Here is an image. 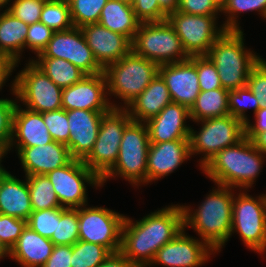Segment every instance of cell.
<instances>
[{
	"label": "cell",
	"mask_w": 266,
	"mask_h": 267,
	"mask_svg": "<svg viewBox=\"0 0 266 267\" xmlns=\"http://www.w3.org/2000/svg\"><path fill=\"white\" fill-rule=\"evenodd\" d=\"M149 134L146 123L131 121L124 129L114 166L101 178L103 187L110 178H123L133 187L147 185Z\"/></svg>",
	"instance_id": "cell-6"
},
{
	"label": "cell",
	"mask_w": 266,
	"mask_h": 267,
	"mask_svg": "<svg viewBox=\"0 0 266 267\" xmlns=\"http://www.w3.org/2000/svg\"><path fill=\"white\" fill-rule=\"evenodd\" d=\"M125 216L120 252L137 267H149L157 251L183 228L181 205L171 204L134 221Z\"/></svg>",
	"instance_id": "cell-1"
},
{
	"label": "cell",
	"mask_w": 266,
	"mask_h": 267,
	"mask_svg": "<svg viewBox=\"0 0 266 267\" xmlns=\"http://www.w3.org/2000/svg\"><path fill=\"white\" fill-rule=\"evenodd\" d=\"M246 190L234 194L231 236L238 234L247 248L266 253V194L252 197Z\"/></svg>",
	"instance_id": "cell-9"
},
{
	"label": "cell",
	"mask_w": 266,
	"mask_h": 267,
	"mask_svg": "<svg viewBox=\"0 0 266 267\" xmlns=\"http://www.w3.org/2000/svg\"><path fill=\"white\" fill-rule=\"evenodd\" d=\"M158 74L167 85L172 102L190 109L201 92L196 69V56L181 62L161 64Z\"/></svg>",
	"instance_id": "cell-18"
},
{
	"label": "cell",
	"mask_w": 266,
	"mask_h": 267,
	"mask_svg": "<svg viewBox=\"0 0 266 267\" xmlns=\"http://www.w3.org/2000/svg\"><path fill=\"white\" fill-rule=\"evenodd\" d=\"M37 57L62 58L72 63L85 75L103 72L79 27L54 32L47 46Z\"/></svg>",
	"instance_id": "cell-15"
},
{
	"label": "cell",
	"mask_w": 266,
	"mask_h": 267,
	"mask_svg": "<svg viewBox=\"0 0 266 267\" xmlns=\"http://www.w3.org/2000/svg\"><path fill=\"white\" fill-rule=\"evenodd\" d=\"M21 106L17 102L13 112L12 140L6 155L14 146H43L53 142L42 113Z\"/></svg>",
	"instance_id": "cell-24"
},
{
	"label": "cell",
	"mask_w": 266,
	"mask_h": 267,
	"mask_svg": "<svg viewBox=\"0 0 266 267\" xmlns=\"http://www.w3.org/2000/svg\"><path fill=\"white\" fill-rule=\"evenodd\" d=\"M191 15H218L221 11L212 0H180L178 10Z\"/></svg>",
	"instance_id": "cell-48"
},
{
	"label": "cell",
	"mask_w": 266,
	"mask_h": 267,
	"mask_svg": "<svg viewBox=\"0 0 266 267\" xmlns=\"http://www.w3.org/2000/svg\"><path fill=\"white\" fill-rule=\"evenodd\" d=\"M243 32L225 31L206 55L216 66L222 87L228 91L246 86L250 71L262 57L245 48Z\"/></svg>",
	"instance_id": "cell-4"
},
{
	"label": "cell",
	"mask_w": 266,
	"mask_h": 267,
	"mask_svg": "<svg viewBox=\"0 0 266 267\" xmlns=\"http://www.w3.org/2000/svg\"><path fill=\"white\" fill-rule=\"evenodd\" d=\"M15 149L25 176L46 175L74 159L67 145L55 141L43 146L15 147Z\"/></svg>",
	"instance_id": "cell-21"
},
{
	"label": "cell",
	"mask_w": 266,
	"mask_h": 267,
	"mask_svg": "<svg viewBox=\"0 0 266 267\" xmlns=\"http://www.w3.org/2000/svg\"><path fill=\"white\" fill-rule=\"evenodd\" d=\"M197 209L181 205L184 229L192 228L216 253L231 237L234 188L216 184ZM215 188V189H214ZM233 190V191H232Z\"/></svg>",
	"instance_id": "cell-2"
},
{
	"label": "cell",
	"mask_w": 266,
	"mask_h": 267,
	"mask_svg": "<svg viewBox=\"0 0 266 267\" xmlns=\"http://www.w3.org/2000/svg\"><path fill=\"white\" fill-rule=\"evenodd\" d=\"M216 252L199 238L188 236L183 228L170 242L156 253L149 267H200Z\"/></svg>",
	"instance_id": "cell-16"
},
{
	"label": "cell",
	"mask_w": 266,
	"mask_h": 267,
	"mask_svg": "<svg viewBox=\"0 0 266 267\" xmlns=\"http://www.w3.org/2000/svg\"><path fill=\"white\" fill-rule=\"evenodd\" d=\"M104 73L85 75L79 82L62 90V108L110 111L117 103L109 101Z\"/></svg>",
	"instance_id": "cell-17"
},
{
	"label": "cell",
	"mask_w": 266,
	"mask_h": 267,
	"mask_svg": "<svg viewBox=\"0 0 266 267\" xmlns=\"http://www.w3.org/2000/svg\"><path fill=\"white\" fill-rule=\"evenodd\" d=\"M247 87L259 103V109L266 108V60H261L250 71Z\"/></svg>",
	"instance_id": "cell-46"
},
{
	"label": "cell",
	"mask_w": 266,
	"mask_h": 267,
	"mask_svg": "<svg viewBox=\"0 0 266 267\" xmlns=\"http://www.w3.org/2000/svg\"><path fill=\"white\" fill-rule=\"evenodd\" d=\"M47 129L53 141L68 145L70 129L67 118V111L63 108L42 113Z\"/></svg>",
	"instance_id": "cell-39"
},
{
	"label": "cell",
	"mask_w": 266,
	"mask_h": 267,
	"mask_svg": "<svg viewBox=\"0 0 266 267\" xmlns=\"http://www.w3.org/2000/svg\"><path fill=\"white\" fill-rule=\"evenodd\" d=\"M196 69L201 91L223 88L217 68L207 56H196Z\"/></svg>",
	"instance_id": "cell-42"
},
{
	"label": "cell",
	"mask_w": 266,
	"mask_h": 267,
	"mask_svg": "<svg viewBox=\"0 0 266 267\" xmlns=\"http://www.w3.org/2000/svg\"><path fill=\"white\" fill-rule=\"evenodd\" d=\"M107 112L83 109L67 111L70 129L67 147L74 159L84 160L93 150L102 116Z\"/></svg>",
	"instance_id": "cell-20"
},
{
	"label": "cell",
	"mask_w": 266,
	"mask_h": 267,
	"mask_svg": "<svg viewBox=\"0 0 266 267\" xmlns=\"http://www.w3.org/2000/svg\"><path fill=\"white\" fill-rule=\"evenodd\" d=\"M10 2V0H0V10H2L4 7L6 8V10H8Z\"/></svg>",
	"instance_id": "cell-57"
},
{
	"label": "cell",
	"mask_w": 266,
	"mask_h": 267,
	"mask_svg": "<svg viewBox=\"0 0 266 267\" xmlns=\"http://www.w3.org/2000/svg\"><path fill=\"white\" fill-rule=\"evenodd\" d=\"M40 21L54 32L74 27L67 0H48L44 3Z\"/></svg>",
	"instance_id": "cell-35"
},
{
	"label": "cell",
	"mask_w": 266,
	"mask_h": 267,
	"mask_svg": "<svg viewBox=\"0 0 266 267\" xmlns=\"http://www.w3.org/2000/svg\"><path fill=\"white\" fill-rule=\"evenodd\" d=\"M46 176L53 184L63 208L77 209L88 204V185L96 189L102 187L101 179L80 159H73L69 164L48 172Z\"/></svg>",
	"instance_id": "cell-13"
},
{
	"label": "cell",
	"mask_w": 266,
	"mask_h": 267,
	"mask_svg": "<svg viewBox=\"0 0 266 267\" xmlns=\"http://www.w3.org/2000/svg\"><path fill=\"white\" fill-rule=\"evenodd\" d=\"M189 109L178 103L166 105L160 113L146 122L150 144L172 140H189L191 126Z\"/></svg>",
	"instance_id": "cell-22"
},
{
	"label": "cell",
	"mask_w": 266,
	"mask_h": 267,
	"mask_svg": "<svg viewBox=\"0 0 266 267\" xmlns=\"http://www.w3.org/2000/svg\"><path fill=\"white\" fill-rule=\"evenodd\" d=\"M218 15H191L175 11L168 15L189 57L206 56L214 42L226 31L217 23ZM219 26V27H218Z\"/></svg>",
	"instance_id": "cell-12"
},
{
	"label": "cell",
	"mask_w": 266,
	"mask_h": 267,
	"mask_svg": "<svg viewBox=\"0 0 266 267\" xmlns=\"http://www.w3.org/2000/svg\"><path fill=\"white\" fill-rule=\"evenodd\" d=\"M132 51L158 65L189 59L181 39L167 21L140 23L131 42Z\"/></svg>",
	"instance_id": "cell-7"
},
{
	"label": "cell",
	"mask_w": 266,
	"mask_h": 267,
	"mask_svg": "<svg viewBox=\"0 0 266 267\" xmlns=\"http://www.w3.org/2000/svg\"><path fill=\"white\" fill-rule=\"evenodd\" d=\"M98 23L126 36L132 42L141 22L136 18L132 5L108 0L101 11Z\"/></svg>",
	"instance_id": "cell-29"
},
{
	"label": "cell",
	"mask_w": 266,
	"mask_h": 267,
	"mask_svg": "<svg viewBox=\"0 0 266 267\" xmlns=\"http://www.w3.org/2000/svg\"><path fill=\"white\" fill-rule=\"evenodd\" d=\"M245 137L250 139L254 146L266 156V131L262 133H245Z\"/></svg>",
	"instance_id": "cell-53"
},
{
	"label": "cell",
	"mask_w": 266,
	"mask_h": 267,
	"mask_svg": "<svg viewBox=\"0 0 266 267\" xmlns=\"http://www.w3.org/2000/svg\"><path fill=\"white\" fill-rule=\"evenodd\" d=\"M87 206L78 208L79 240L103 245L112 253L119 252L125 215L102 206Z\"/></svg>",
	"instance_id": "cell-14"
},
{
	"label": "cell",
	"mask_w": 266,
	"mask_h": 267,
	"mask_svg": "<svg viewBox=\"0 0 266 267\" xmlns=\"http://www.w3.org/2000/svg\"><path fill=\"white\" fill-rule=\"evenodd\" d=\"M17 101V98H0V148L5 152L12 140L13 112Z\"/></svg>",
	"instance_id": "cell-43"
},
{
	"label": "cell",
	"mask_w": 266,
	"mask_h": 267,
	"mask_svg": "<svg viewBox=\"0 0 266 267\" xmlns=\"http://www.w3.org/2000/svg\"><path fill=\"white\" fill-rule=\"evenodd\" d=\"M98 267H137L120 251L111 253Z\"/></svg>",
	"instance_id": "cell-51"
},
{
	"label": "cell",
	"mask_w": 266,
	"mask_h": 267,
	"mask_svg": "<svg viewBox=\"0 0 266 267\" xmlns=\"http://www.w3.org/2000/svg\"><path fill=\"white\" fill-rule=\"evenodd\" d=\"M54 31L41 21L29 25L25 49L33 51L36 57L41 54L48 42L51 40Z\"/></svg>",
	"instance_id": "cell-45"
},
{
	"label": "cell",
	"mask_w": 266,
	"mask_h": 267,
	"mask_svg": "<svg viewBox=\"0 0 266 267\" xmlns=\"http://www.w3.org/2000/svg\"><path fill=\"white\" fill-rule=\"evenodd\" d=\"M27 221L0 214V241L10 251L26 227Z\"/></svg>",
	"instance_id": "cell-44"
},
{
	"label": "cell",
	"mask_w": 266,
	"mask_h": 267,
	"mask_svg": "<svg viewBox=\"0 0 266 267\" xmlns=\"http://www.w3.org/2000/svg\"><path fill=\"white\" fill-rule=\"evenodd\" d=\"M72 245H55L51 256L42 267H71Z\"/></svg>",
	"instance_id": "cell-49"
},
{
	"label": "cell",
	"mask_w": 266,
	"mask_h": 267,
	"mask_svg": "<svg viewBox=\"0 0 266 267\" xmlns=\"http://www.w3.org/2000/svg\"><path fill=\"white\" fill-rule=\"evenodd\" d=\"M81 30L95 60L103 70L132 50L131 41L126 36L113 32L99 23L85 25Z\"/></svg>",
	"instance_id": "cell-19"
},
{
	"label": "cell",
	"mask_w": 266,
	"mask_h": 267,
	"mask_svg": "<svg viewBox=\"0 0 266 267\" xmlns=\"http://www.w3.org/2000/svg\"><path fill=\"white\" fill-rule=\"evenodd\" d=\"M11 84V94L23 107L35 112H47L62 108V88L56 85L32 60L25 63Z\"/></svg>",
	"instance_id": "cell-8"
},
{
	"label": "cell",
	"mask_w": 266,
	"mask_h": 267,
	"mask_svg": "<svg viewBox=\"0 0 266 267\" xmlns=\"http://www.w3.org/2000/svg\"><path fill=\"white\" fill-rule=\"evenodd\" d=\"M170 103H172V99L167 85L157 74L148 87L125 109L133 121L146 123Z\"/></svg>",
	"instance_id": "cell-27"
},
{
	"label": "cell",
	"mask_w": 266,
	"mask_h": 267,
	"mask_svg": "<svg viewBox=\"0 0 266 267\" xmlns=\"http://www.w3.org/2000/svg\"><path fill=\"white\" fill-rule=\"evenodd\" d=\"M6 156V152L0 148V170H4L5 168L1 164L2 159Z\"/></svg>",
	"instance_id": "cell-58"
},
{
	"label": "cell",
	"mask_w": 266,
	"mask_h": 267,
	"mask_svg": "<svg viewBox=\"0 0 266 267\" xmlns=\"http://www.w3.org/2000/svg\"><path fill=\"white\" fill-rule=\"evenodd\" d=\"M132 6L141 23L167 20L168 15L160 8L158 0H135Z\"/></svg>",
	"instance_id": "cell-47"
},
{
	"label": "cell",
	"mask_w": 266,
	"mask_h": 267,
	"mask_svg": "<svg viewBox=\"0 0 266 267\" xmlns=\"http://www.w3.org/2000/svg\"><path fill=\"white\" fill-rule=\"evenodd\" d=\"M158 70L159 65L156 62L145 59L132 50L116 63L107 66L103 70L107 93L123 101L115 105V108L125 109L148 87Z\"/></svg>",
	"instance_id": "cell-5"
},
{
	"label": "cell",
	"mask_w": 266,
	"mask_h": 267,
	"mask_svg": "<svg viewBox=\"0 0 266 267\" xmlns=\"http://www.w3.org/2000/svg\"><path fill=\"white\" fill-rule=\"evenodd\" d=\"M254 122L250 119L244 124L245 133H262L266 131V108L258 109L254 114Z\"/></svg>",
	"instance_id": "cell-50"
},
{
	"label": "cell",
	"mask_w": 266,
	"mask_h": 267,
	"mask_svg": "<svg viewBox=\"0 0 266 267\" xmlns=\"http://www.w3.org/2000/svg\"><path fill=\"white\" fill-rule=\"evenodd\" d=\"M8 11L30 25L40 21L45 0H10Z\"/></svg>",
	"instance_id": "cell-41"
},
{
	"label": "cell",
	"mask_w": 266,
	"mask_h": 267,
	"mask_svg": "<svg viewBox=\"0 0 266 267\" xmlns=\"http://www.w3.org/2000/svg\"><path fill=\"white\" fill-rule=\"evenodd\" d=\"M180 0H158L160 8L169 15L178 10Z\"/></svg>",
	"instance_id": "cell-54"
},
{
	"label": "cell",
	"mask_w": 266,
	"mask_h": 267,
	"mask_svg": "<svg viewBox=\"0 0 266 267\" xmlns=\"http://www.w3.org/2000/svg\"><path fill=\"white\" fill-rule=\"evenodd\" d=\"M14 69H16L15 63L8 57L0 55V91L9 80Z\"/></svg>",
	"instance_id": "cell-52"
},
{
	"label": "cell",
	"mask_w": 266,
	"mask_h": 267,
	"mask_svg": "<svg viewBox=\"0 0 266 267\" xmlns=\"http://www.w3.org/2000/svg\"><path fill=\"white\" fill-rule=\"evenodd\" d=\"M111 253L103 245L78 240L72 245L71 267H98Z\"/></svg>",
	"instance_id": "cell-36"
},
{
	"label": "cell",
	"mask_w": 266,
	"mask_h": 267,
	"mask_svg": "<svg viewBox=\"0 0 266 267\" xmlns=\"http://www.w3.org/2000/svg\"><path fill=\"white\" fill-rule=\"evenodd\" d=\"M228 108L229 113L244 124L248 121L246 112L253 108V114L259 109L257 98L246 86L228 91Z\"/></svg>",
	"instance_id": "cell-38"
},
{
	"label": "cell",
	"mask_w": 266,
	"mask_h": 267,
	"mask_svg": "<svg viewBox=\"0 0 266 267\" xmlns=\"http://www.w3.org/2000/svg\"><path fill=\"white\" fill-rule=\"evenodd\" d=\"M32 211L26 176L23 181L4 169L0 173V214L27 221Z\"/></svg>",
	"instance_id": "cell-25"
},
{
	"label": "cell",
	"mask_w": 266,
	"mask_h": 267,
	"mask_svg": "<svg viewBox=\"0 0 266 267\" xmlns=\"http://www.w3.org/2000/svg\"><path fill=\"white\" fill-rule=\"evenodd\" d=\"M190 140H172L150 144L147 157V184L173 173L189 160Z\"/></svg>",
	"instance_id": "cell-23"
},
{
	"label": "cell",
	"mask_w": 266,
	"mask_h": 267,
	"mask_svg": "<svg viewBox=\"0 0 266 267\" xmlns=\"http://www.w3.org/2000/svg\"><path fill=\"white\" fill-rule=\"evenodd\" d=\"M74 27L99 22L101 11L108 0H67Z\"/></svg>",
	"instance_id": "cell-37"
},
{
	"label": "cell",
	"mask_w": 266,
	"mask_h": 267,
	"mask_svg": "<svg viewBox=\"0 0 266 267\" xmlns=\"http://www.w3.org/2000/svg\"><path fill=\"white\" fill-rule=\"evenodd\" d=\"M132 121L128 111L112 108L102 116L93 150L83 160L100 179L116 163L125 127Z\"/></svg>",
	"instance_id": "cell-11"
},
{
	"label": "cell",
	"mask_w": 266,
	"mask_h": 267,
	"mask_svg": "<svg viewBox=\"0 0 266 267\" xmlns=\"http://www.w3.org/2000/svg\"><path fill=\"white\" fill-rule=\"evenodd\" d=\"M190 121L216 118L229 115L228 90L224 88L201 91L189 109Z\"/></svg>",
	"instance_id": "cell-30"
},
{
	"label": "cell",
	"mask_w": 266,
	"mask_h": 267,
	"mask_svg": "<svg viewBox=\"0 0 266 267\" xmlns=\"http://www.w3.org/2000/svg\"><path fill=\"white\" fill-rule=\"evenodd\" d=\"M78 208H57L56 236L50 240L54 245H73L79 240Z\"/></svg>",
	"instance_id": "cell-34"
},
{
	"label": "cell",
	"mask_w": 266,
	"mask_h": 267,
	"mask_svg": "<svg viewBox=\"0 0 266 267\" xmlns=\"http://www.w3.org/2000/svg\"><path fill=\"white\" fill-rule=\"evenodd\" d=\"M227 0H212L215 6L221 11L225 6Z\"/></svg>",
	"instance_id": "cell-56"
},
{
	"label": "cell",
	"mask_w": 266,
	"mask_h": 267,
	"mask_svg": "<svg viewBox=\"0 0 266 267\" xmlns=\"http://www.w3.org/2000/svg\"><path fill=\"white\" fill-rule=\"evenodd\" d=\"M30 60L62 89L76 84L85 76L76 66L62 58L36 57Z\"/></svg>",
	"instance_id": "cell-31"
},
{
	"label": "cell",
	"mask_w": 266,
	"mask_h": 267,
	"mask_svg": "<svg viewBox=\"0 0 266 267\" xmlns=\"http://www.w3.org/2000/svg\"><path fill=\"white\" fill-rule=\"evenodd\" d=\"M117 1L124 2L129 5H133V3L135 2V0H117Z\"/></svg>",
	"instance_id": "cell-59"
},
{
	"label": "cell",
	"mask_w": 266,
	"mask_h": 267,
	"mask_svg": "<svg viewBox=\"0 0 266 267\" xmlns=\"http://www.w3.org/2000/svg\"><path fill=\"white\" fill-rule=\"evenodd\" d=\"M265 158L252 141L244 137L218 152L201 170L215 184L249 191L263 169Z\"/></svg>",
	"instance_id": "cell-3"
},
{
	"label": "cell",
	"mask_w": 266,
	"mask_h": 267,
	"mask_svg": "<svg viewBox=\"0 0 266 267\" xmlns=\"http://www.w3.org/2000/svg\"><path fill=\"white\" fill-rule=\"evenodd\" d=\"M248 11H257V13L266 19V0H227L221 13L226 16L222 24L226 31H242L238 21L241 13Z\"/></svg>",
	"instance_id": "cell-33"
},
{
	"label": "cell",
	"mask_w": 266,
	"mask_h": 267,
	"mask_svg": "<svg viewBox=\"0 0 266 267\" xmlns=\"http://www.w3.org/2000/svg\"><path fill=\"white\" fill-rule=\"evenodd\" d=\"M54 246L49 238L39 235L26 225L9 251V259L13 258L22 267H42L51 256Z\"/></svg>",
	"instance_id": "cell-26"
},
{
	"label": "cell",
	"mask_w": 266,
	"mask_h": 267,
	"mask_svg": "<svg viewBox=\"0 0 266 267\" xmlns=\"http://www.w3.org/2000/svg\"><path fill=\"white\" fill-rule=\"evenodd\" d=\"M5 257H9V250L0 241V261Z\"/></svg>",
	"instance_id": "cell-55"
},
{
	"label": "cell",
	"mask_w": 266,
	"mask_h": 267,
	"mask_svg": "<svg viewBox=\"0 0 266 267\" xmlns=\"http://www.w3.org/2000/svg\"><path fill=\"white\" fill-rule=\"evenodd\" d=\"M27 226L43 237L56 236L57 208L32 211Z\"/></svg>",
	"instance_id": "cell-40"
},
{
	"label": "cell",
	"mask_w": 266,
	"mask_h": 267,
	"mask_svg": "<svg viewBox=\"0 0 266 267\" xmlns=\"http://www.w3.org/2000/svg\"><path fill=\"white\" fill-rule=\"evenodd\" d=\"M2 11L0 14V55L8 57L15 63V67H18L25 49L29 25L16 18L8 10Z\"/></svg>",
	"instance_id": "cell-28"
},
{
	"label": "cell",
	"mask_w": 266,
	"mask_h": 267,
	"mask_svg": "<svg viewBox=\"0 0 266 267\" xmlns=\"http://www.w3.org/2000/svg\"><path fill=\"white\" fill-rule=\"evenodd\" d=\"M33 211L60 208L53 184L44 175L26 176Z\"/></svg>",
	"instance_id": "cell-32"
},
{
	"label": "cell",
	"mask_w": 266,
	"mask_h": 267,
	"mask_svg": "<svg viewBox=\"0 0 266 267\" xmlns=\"http://www.w3.org/2000/svg\"><path fill=\"white\" fill-rule=\"evenodd\" d=\"M201 122V123H200ZM199 131H190V155L202 154L200 169L218 152L237 144L245 137L244 123L232 115L198 121Z\"/></svg>",
	"instance_id": "cell-10"
}]
</instances>
